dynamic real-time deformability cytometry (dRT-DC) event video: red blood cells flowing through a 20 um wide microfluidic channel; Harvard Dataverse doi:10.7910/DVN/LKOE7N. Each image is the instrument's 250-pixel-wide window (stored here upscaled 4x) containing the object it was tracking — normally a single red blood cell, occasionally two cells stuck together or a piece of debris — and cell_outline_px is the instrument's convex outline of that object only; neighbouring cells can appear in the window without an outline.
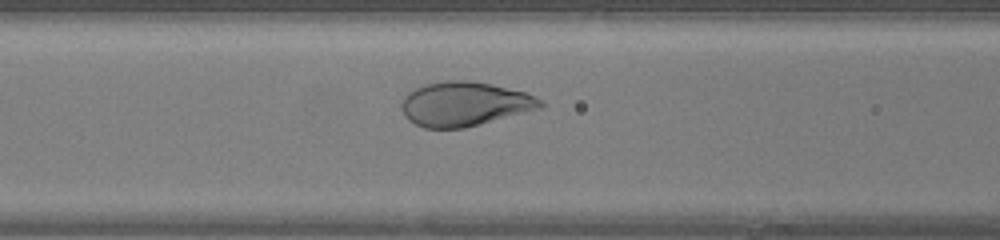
{"species": "human", "species_latin": "Homo sapiens", "temperature_condition": "warm", "stored_images_in_passage": 33, "camera_frame_rate_fps": 3000, "um_per_image_px": 0.085, "donor": {"sex": "female"}, "frame": {"image": 1, "passage_image": 8, "time_ms": 2.333, "image_size_px": [1000, 240], "cell_outline_px": [[544, 104], [540, 108], [464, 128], [424, 128], [408, 120], [404, 116], [400, 108], [400, 104], [404, 96], [408, 92], [424, 84], [448, 80], [468, 80], [492, 84], [524, 92], [536, 96]], "centroid_in_image_um": [39.43, 8.83], "position_along_channel_um": 127.2, "area_um2": 35.78}}
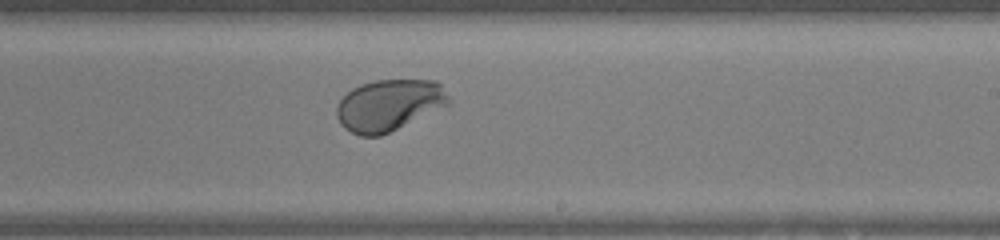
{"frame": {"image": 2, "passage_image": 17, "time_ms": 5.333, "image_size_px": [1000, 240], "cell_outline_px": [[452, 104], [380, 136], [360, 136], [344, 128], [340, 124], [336, 116], [336, 108], [340, 100], [352, 88], [360, 84], [376, 80], [436, 80], [440, 84], [452, 100]], "centroid_in_image_um": [33.08, 8.93], "position_along_channel_um": 255.9, "area_um2": 33.81}}
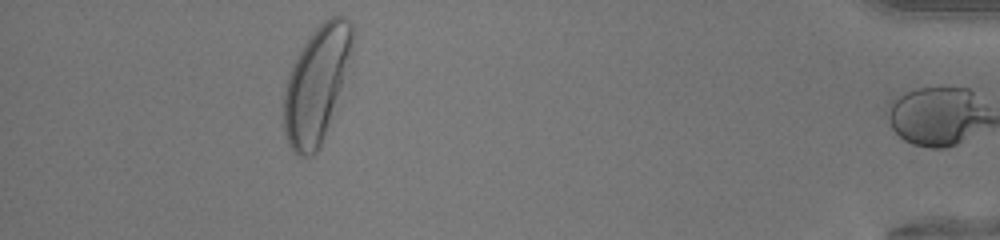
{"frame": {"image": 3, "passage_image": 32, "time_ms": 10.333, "image_size_px": [1000, 240], "cell_outline_px": [[356, 32], [352, 48], [340, 88], [324, 136], [316, 152], [312, 156], [300, 156], [292, 152], [288, 144], [284, 128], [284, 92], [288, 76], [292, 64], [304, 44], [316, 28], [324, 20], [332, 16], [344, 16], [352, 24]], "centroid_in_image_um": [26.89, 7.15], "position_along_channel_um": 408.3, "area_um2": 45.37}, "authors_computed_cell_mechanics": {"area_um2": 35.7782, "velocity_mm_per_s": 4.3089, "shape_relaxation_time_tau1_ms": 2.6478, "shape_relaxation_time_tau2_ms": null, "deformation_change_tau1": 0.1509, "deformation_change_tau2": null}}